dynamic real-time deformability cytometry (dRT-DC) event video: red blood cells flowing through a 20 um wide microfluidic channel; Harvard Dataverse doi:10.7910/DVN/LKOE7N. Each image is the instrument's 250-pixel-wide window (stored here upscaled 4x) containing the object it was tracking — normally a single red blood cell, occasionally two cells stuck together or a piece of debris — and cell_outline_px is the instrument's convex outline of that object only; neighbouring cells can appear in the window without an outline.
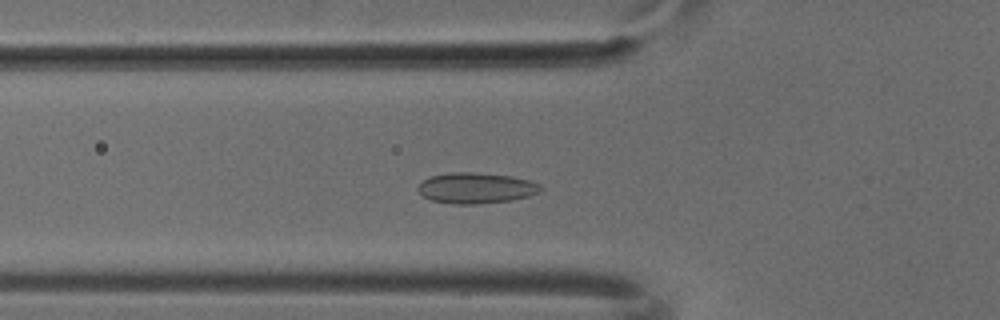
{"species": "common noctule bat (a hibernating species)", "species_latin": "Nyctalus noctula", "temperature_condition": "cold", "stored_images_in_passage": 42, "camera_frame_rate_fps": 3000, "um_per_image_px": 0.085, "animal": {"sex": "male", "body_mass_g": 18.8}, "frame": {"image": 1, "passage_image": 9, "time_ms": 2.667, "image_size_px": [1000, 320], "cell_outline_px": [[544, 188], [540, 192], [528, 196], [512, 200], [476, 204], [452, 204], [432, 200], [424, 196], [416, 188], [428, 176], [448, 172], [476, 172], [512, 176], [528, 180], [540, 184]], "centroid_in_image_um": [40.47, 15.97], "position_along_channel_um": 85.3, "area_um2": 22.14}}
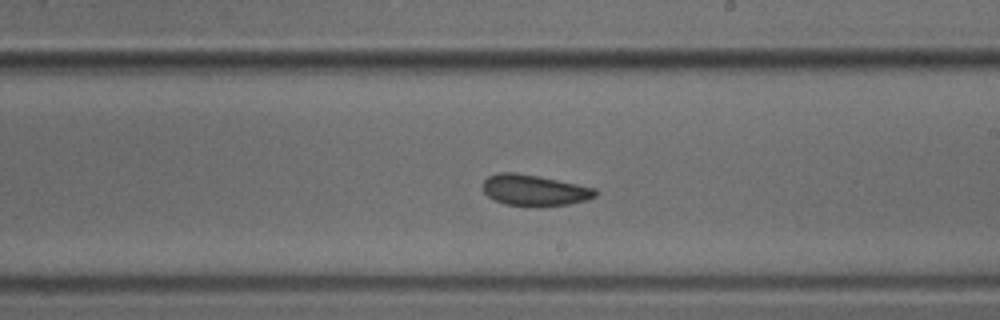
{"frame": {"image": 2, "passage_image": 21, "time_ms": 6.667, "image_size_px": [1000, 320], "cell_outline_px": [[596, 196], [588, 200], [568, 204], [504, 204], [492, 200], [484, 192], [484, 180], [488, 176], [496, 172], [516, 172], [596, 188]], "centroid_in_image_um": [45.39, 16.14], "position_along_channel_um": 243.6, "area_um2": 19.71}}
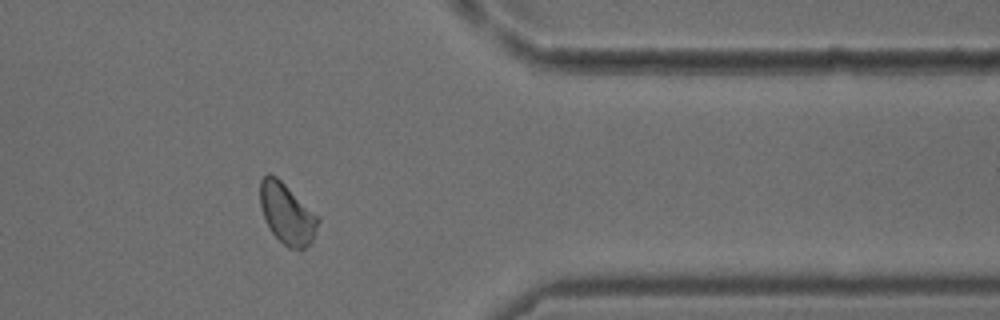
{"frame": {"image": 3, "passage_image": 33, "time_ms": 10.667, "image_size_px": [1000, 320], "cell_outline_px": [[320, 220], [312, 240], [304, 248], [288, 248], [272, 232], [264, 220], [260, 204], [260, 180], [268, 172], [276, 176], [320, 216]], "centroid_in_image_um": [24.39, 18.13], "position_along_channel_um": 387.0, "area_um2": 20.46}}